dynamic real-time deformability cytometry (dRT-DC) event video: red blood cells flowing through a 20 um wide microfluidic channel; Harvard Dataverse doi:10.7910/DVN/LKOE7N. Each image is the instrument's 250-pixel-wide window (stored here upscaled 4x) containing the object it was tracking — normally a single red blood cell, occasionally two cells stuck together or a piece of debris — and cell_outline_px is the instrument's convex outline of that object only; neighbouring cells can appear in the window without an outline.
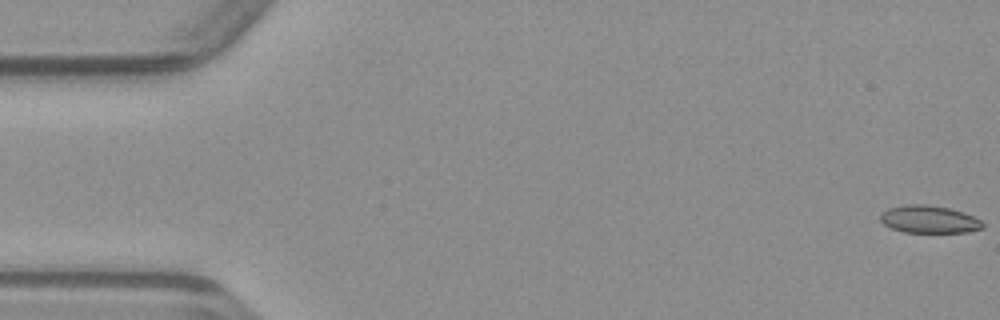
{"species": "common noctule bat (a hibernating species)", "species_latin": "Nyctalus noctula", "temperature_condition": "warm", "stored_images_in_passage": 51, "camera_frame_rate_fps": 3000, "um_per_image_px": 0.085, "animal": {"sex": "male", "body_mass_g": 23.1, "forearm_length_mm": 52.7}, "frame": {"image": 1, "passage_image": 1, "time_ms": 0.0, "image_size_px": [1000, 320], "cell_outline_px": [[984, 228], [968, 232], [904, 232], [892, 228], [884, 224], [880, 220], [880, 212], [888, 208], [904, 204], [924, 204], [948, 208], [964, 212], [980, 220], [984, 224]], "centroid_in_image_um": [78.95, 18.64], "position_along_channel_um": 6.0, "area_um2": 16.47}}
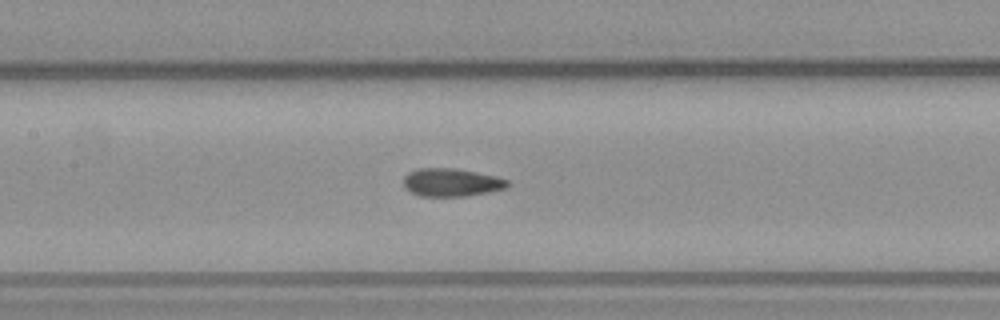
{"frame": {"image": 2, "passage_image": 23, "time_ms": 7.333, "image_size_px": [1000, 320], "cell_outline_px": [[512, 184], [508, 188], [468, 196], [420, 196], [412, 192], [404, 184], [404, 176], [408, 172], [416, 168], [456, 168], [496, 176], [508, 180]], "centroid_in_image_um": [38.42, 15.5], "position_along_channel_um": 169.0, "area_um2": 17.11}}
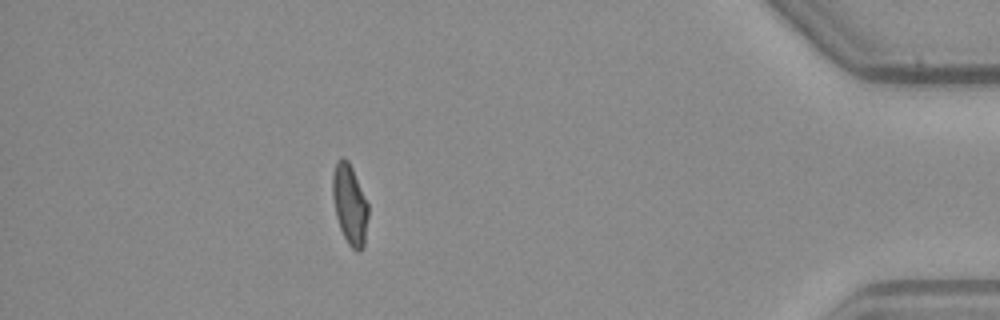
{"frame": {"image": 3, "passage_image": 44, "time_ms": 14.333, "image_size_px": [1000, 320], "cell_outline_px": [[368, 216], [364, 248], [360, 252], [356, 252], [348, 244], [340, 228], [336, 216], [332, 196], [332, 172], [336, 160], [340, 156], [344, 156], [348, 160], [352, 168], [368, 204]], "centroid_in_image_um": [29.72, 17.36], "position_along_channel_um": 405.5, "area_um2": 16.88}}